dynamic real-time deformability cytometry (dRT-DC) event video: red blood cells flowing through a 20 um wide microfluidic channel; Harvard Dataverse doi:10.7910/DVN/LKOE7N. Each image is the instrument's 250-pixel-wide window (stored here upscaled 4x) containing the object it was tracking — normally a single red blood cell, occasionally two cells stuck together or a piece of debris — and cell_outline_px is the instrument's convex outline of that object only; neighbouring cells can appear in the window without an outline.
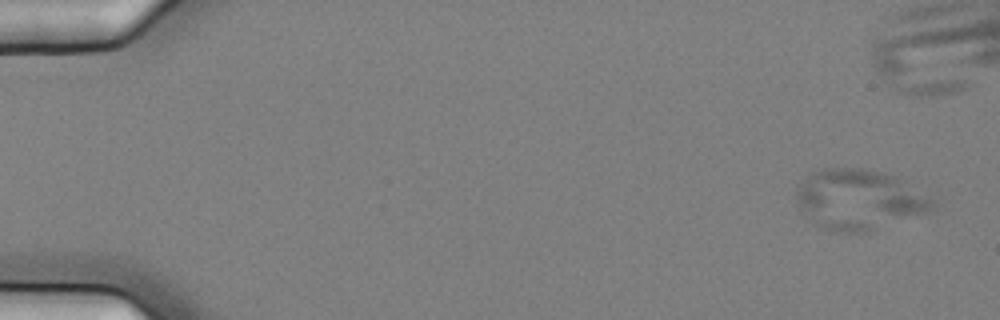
{"species": "common noctule bat (a hibernating species)", "species_latin": "Nyctalus noctula", "temperature_condition": "cold", "stored_images_in_passage": 7, "camera_frame_rate_fps": 3000, "um_per_image_px": 0.085, "animal": {"sex": "female", "body_mass_g": 25.1}, "frame": {"image": 1, "passage_image": 1, "time_ms": 0.0, "image_size_px": [1000, 320], "cell_outline_px": [[936, 208], [928, 212], [864, 232], [836, 232], [824, 228], [816, 224], [800, 212], [796, 200], [796, 188], [812, 172], [824, 168], [864, 168], [884, 172], [896, 176], [904, 180], [936, 200]], "centroid_in_image_um": [73.03, 16.95], "position_along_channel_um": 12.0, "area_um2": 47.92}}